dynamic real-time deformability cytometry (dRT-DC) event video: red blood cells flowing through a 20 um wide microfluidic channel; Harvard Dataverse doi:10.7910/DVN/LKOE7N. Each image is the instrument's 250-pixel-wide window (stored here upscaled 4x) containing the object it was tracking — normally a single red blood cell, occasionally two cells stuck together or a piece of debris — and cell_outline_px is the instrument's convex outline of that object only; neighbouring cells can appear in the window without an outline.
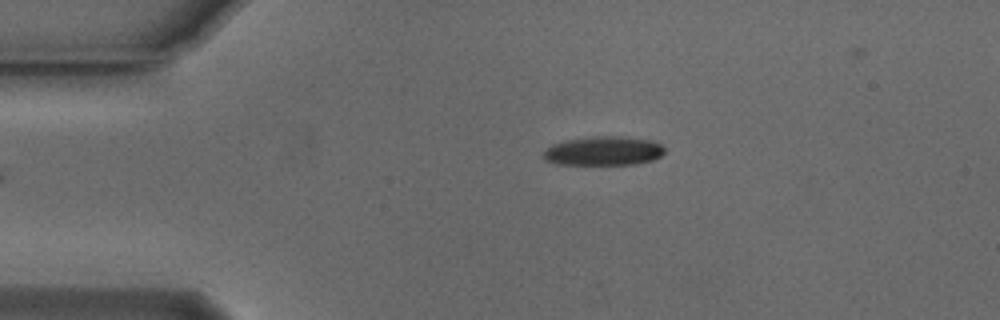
{"species": "Egyptian fruit bat (a non-hibernating species)", "species_latin": "Rousettus aegyptiacus", "temperature_condition": "cold", "stored_images_in_passage": 37, "camera_frame_rate_fps": 3000, "um_per_image_px": 0.085, "animal": {"sex": "male"}, "frame": {"image": 1, "passage_image": 1, "time_ms": 0.0, "image_size_px": [1000, 320], "cell_outline_px": [[664, 152], [660, 156], [652, 160], [636, 164], [556, 164], [544, 160], [544, 152], [552, 144], [564, 140], [592, 136], [620, 136], [652, 140], [660, 144], [664, 148]], "centroid_in_image_um": [51.29, 12.82], "position_along_channel_um": 33.7, "area_um2": 20.52}}
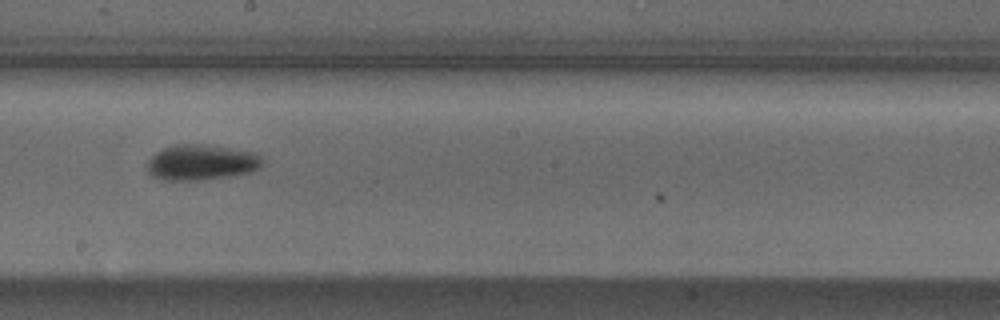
{"frame": {"image": 2, "passage_image": 20, "time_ms": 6.333, "image_size_px": [1000, 320], "cell_outline_px": [[264, 164], [248, 172], [228, 176], [196, 180], [164, 180], [152, 176], [148, 172], [148, 160], [156, 152], [172, 144], [204, 144], [256, 152], [264, 160]], "centroid_in_image_um": [17.1, 13.78], "position_along_channel_um": 231.1, "area_um2": 23.76}}
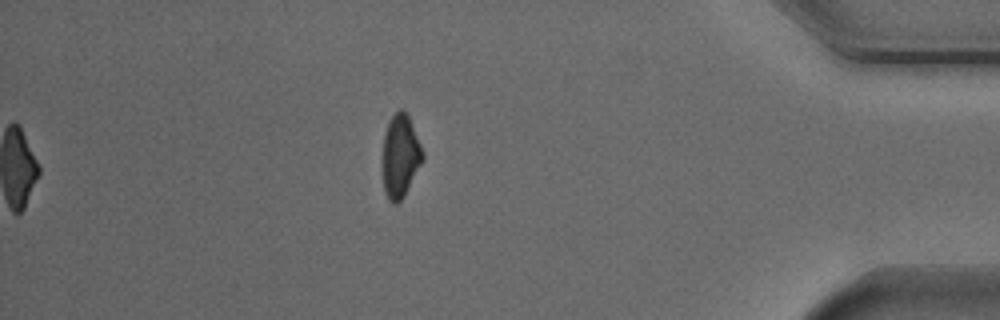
{"frame": {"image": 3, "passage_image": 37, "time_ms": 12.0, "image_size_px": [1000, 320], "cell_outline_px": [[424, 160], [404, 196], [396, 204], [392, 204], [388, 200], [384, 192], [384, 132], [388, 120], [400, 108], [408, 116], [424, 152]], "centroid_in_image_um": [34.04, 13.28], "position_along_channel_um": 401.2, "area_um2": 19.19}, "authors_computed_cell_mechanics": {"area_um2": 21.9062, "velocity_mm_per_s": 3.772, "shape_relaxation_time_tau1_ms": 2.7057, "shape_relaxation_time_tau2_ms": null, "deformation_change_tau1": 0.0994, "deformation_change_tau2": null}}